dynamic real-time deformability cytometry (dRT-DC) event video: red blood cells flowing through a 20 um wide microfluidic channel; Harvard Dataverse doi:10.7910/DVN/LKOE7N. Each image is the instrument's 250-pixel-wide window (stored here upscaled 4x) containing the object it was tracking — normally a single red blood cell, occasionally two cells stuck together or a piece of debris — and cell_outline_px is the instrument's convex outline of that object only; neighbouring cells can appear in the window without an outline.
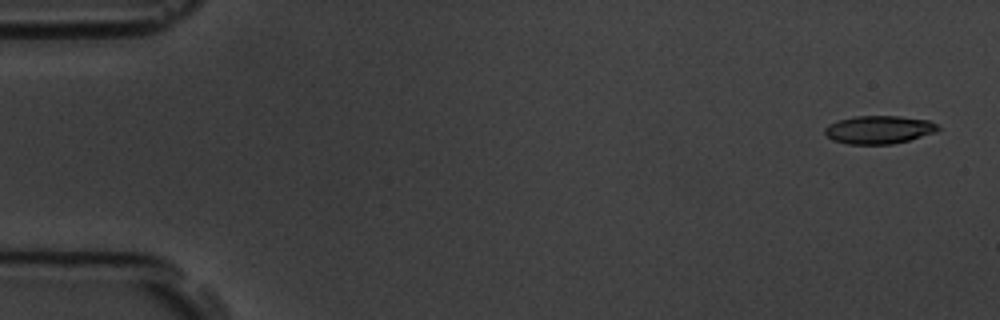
{"species": "common noctule bat (a hibernating species)", "species_latin": "Nyctalus noctula", "temperature_condition": "room temperature", "stored_images_in_passage": 5, "camera_frame_rate_fps": 3000, "um_per_image_px": 0.085, "animal": {"sex": "male", "body_mass_g": 19.5, "forearm_length_mm": 54.6}, "frame": {"image": 1, "passage_image": 1, "time_ms": 0.0, "image_size_px": [1000, 320], "cell_outline_px": [[940, 128], [936, 132], [908, 140], [892, 144], [848, 144], [832, 140], [824, 132], [824, 128], [828, 124], [836, 120], [856, 116], [900, 116], [928, 120], [936, 124]], "centroid_in_image_um": [74.68, 11.02], "position_along_channel_um": 10.3, "area_um2": 18.55}}
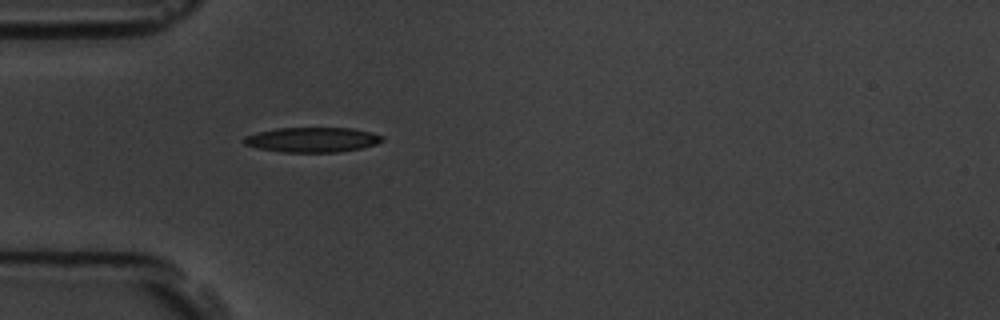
{"frame": {"image": 2, "passage_image": 5, "time_ms": 4.667, "image_size_px": [1000, 320], "cell_outline_px": [[384, 140], [376, 144], [360, 148], [336, 152], [280, 152], [256, 148], [244, 144], [244, 136], [256, 132], [276, 128], [352, 128], [372, 132], [384, 136]], "centroid_in_image_um": [26.53, 11.87], "position_along_channel_um": 58.5, "area_um2": 20.17}}